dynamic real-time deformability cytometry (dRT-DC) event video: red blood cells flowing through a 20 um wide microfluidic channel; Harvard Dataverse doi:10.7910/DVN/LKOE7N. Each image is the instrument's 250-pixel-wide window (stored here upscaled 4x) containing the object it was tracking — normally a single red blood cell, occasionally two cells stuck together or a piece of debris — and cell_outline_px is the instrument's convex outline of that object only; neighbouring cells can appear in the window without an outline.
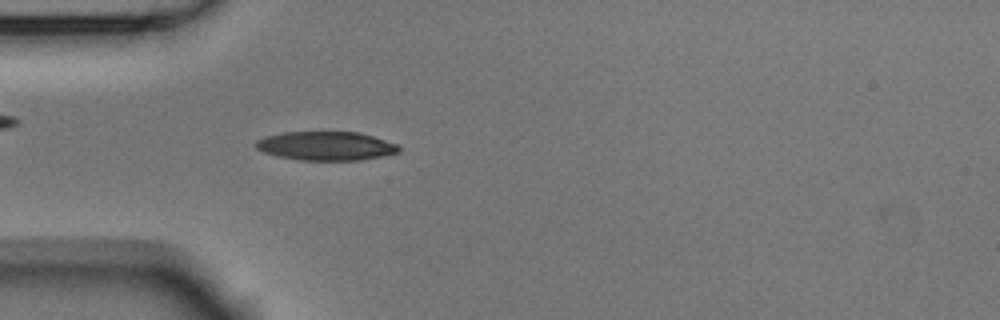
{"species": "Egyptian fruit bat (a non-hibernating species)", "species_latin": "Rousettus aegyptiacus", "temperature_condition": "room temperature", "stored_images_in_passage": 51, "camera_frame_rate_fps": 3000, "um_per_image_px": 0.085, "animal": {"sex": "male"}, "frame": {"image": 1, "passage_image": 13, "time_ms": 4.0, "image_size_px": [1000, 320], "cell_outline_px": [[400, 152], [360, 160], [300, 160], [276, 156], [264, 152], [256, 148], [256, 140], [264, 136], [280, 132], [360, 132], [396, 144], [400, 148]], "centroid_in_image_um": [27.66, 12.4], "position_along_channel_um": 57.3, "area_um2": 23.99}}
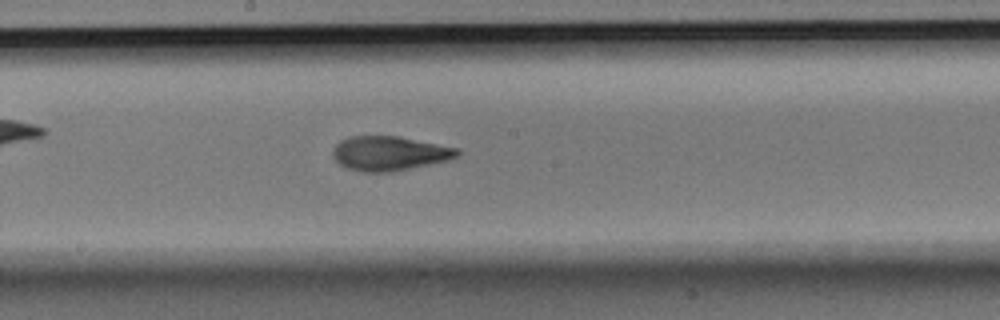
{"frame": {"image": 2, "passage_image": 26, "time_ms": 8.333, "image_size_px": [1000, 320], "cell_outline_px": [[460, 152], [456, 156], [448, 160], [392, 172], [360, 172], [348, 168], [340, 164], [332, 156], [332, 152], [336, 144], [340, 140], [348, 136], [400, 136], [460, 148]], "centroid_in_image_um": [33.09, 13.03], "position_along_channel_um": 215.1, "area_um2": 25.09}}
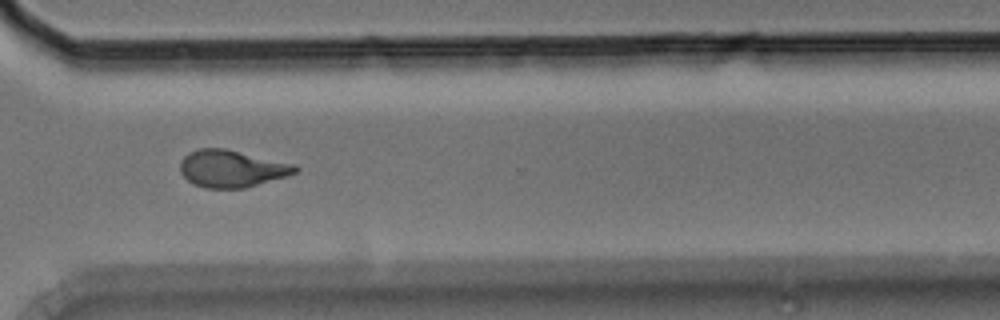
{"frame": {"image": 3, "passage_image": 37, "time_ms": 12.0, "image_size_px": [1000, 320], "cell_outline_px": [[300, 168], [296, 172], [288, 176], [244, 188], [204, 188], [192, 184], [180, 172], [180, 160], [188, 152], [200, 148], [224, 148], [296, 164]], "centroid_in_image_um": [19.69, 14.33], "position_along_channel_um": 350.9, "area_um2": 25.09}, "authors_computed_cell_mechanics": {"area_um2": 24.3338, "velocity_mm_per_s": 3.7137, "shape_relaxation_time_tau1_ms": 10.2874, "shape_relaxation_time_tau2_ms": 1.8607, "deformation_change_tau1": 0.2542, "deformation_change_tau2": 0.0877}}